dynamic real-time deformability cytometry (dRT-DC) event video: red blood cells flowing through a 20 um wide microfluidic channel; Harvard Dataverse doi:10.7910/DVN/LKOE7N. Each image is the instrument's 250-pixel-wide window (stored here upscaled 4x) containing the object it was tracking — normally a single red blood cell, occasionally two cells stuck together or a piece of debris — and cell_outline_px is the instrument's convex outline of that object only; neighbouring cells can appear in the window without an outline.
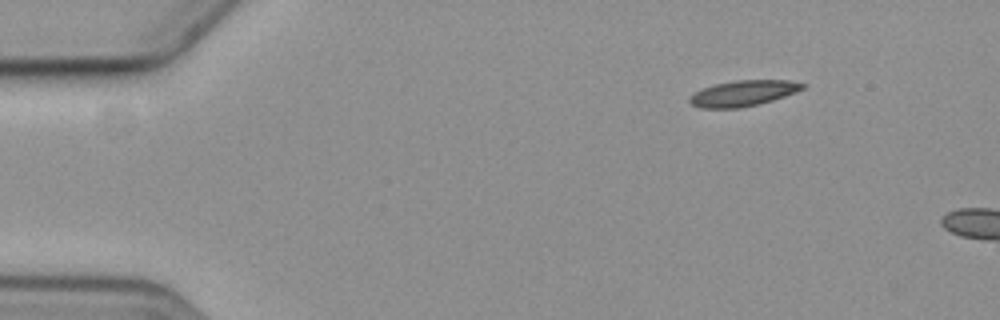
{"species": "common noctule bat (a hibernating species)", "species_latin": "Nyctalus noctula", "temperature_condition": "cold", "stored_images_in_passage": 2, "camera_frame_rate_fps": 3000, "um_per_image_px": 0.085, "animal": {"sex": "female", "body_mass_g": 19.3, "forearm_length_mm": 54.1}, "frame": {"image": 1, "passage_image": 1, "time_ms": 0.0, "image_size_px": [1000, 320], "cell_outline_px": [[808, 84], [804, 88], [796, 92], [772, 100], [740, 108], [700, 108], [692, 104], [688, 100], [688, 96], [704, 88], [716, 84], [736, 80], [788, 80]], "centroid_in_image_um": [63.18, 7.92], "position_along_channel_um": 21.8, "area_um2": 16.82}}